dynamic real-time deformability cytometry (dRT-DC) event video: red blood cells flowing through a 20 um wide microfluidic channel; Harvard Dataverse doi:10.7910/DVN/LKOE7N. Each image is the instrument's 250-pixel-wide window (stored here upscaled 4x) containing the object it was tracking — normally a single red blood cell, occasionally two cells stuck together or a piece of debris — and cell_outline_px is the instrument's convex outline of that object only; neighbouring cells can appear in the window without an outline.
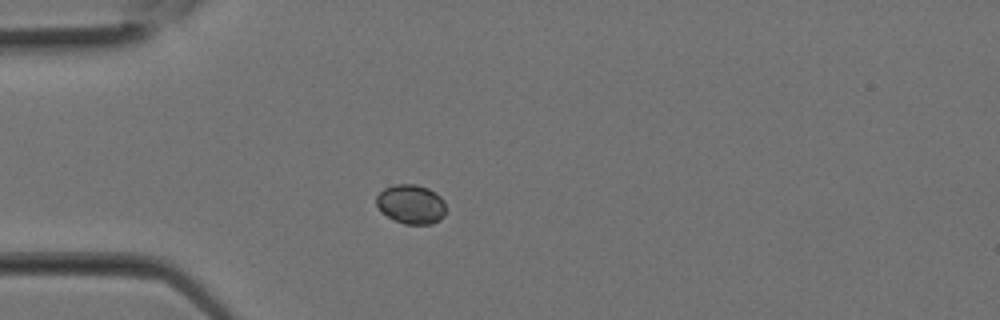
{"species": "Egyptian fruit bat (a non-hibernating species)", "species_latin": "Rousettus aegyptiacus", "temperature_condition": "room temperature", "stored_images_in_passage": 15, "camera_frame_rate_fps": 3000, "um_per_image_px": 0.085, "animal": {"sex": "female"}, "frame": {"image": 1, "passage_image": 5, "time_ms": 1.333, "image_size_px": [1000, 320], "cell_outline_px": [[444, 216], [440, 220], [432, 224], [404, 224], [380, 212], [376, 204], [376, 196], [384, 188], [396, 184], [416, 184], [428, 188], [436, 192], [444, 200]], "centroid_in_image_um": [34.93, 17.35], "position_along_channel_um": 50.1, "area_um2": 16.01}}
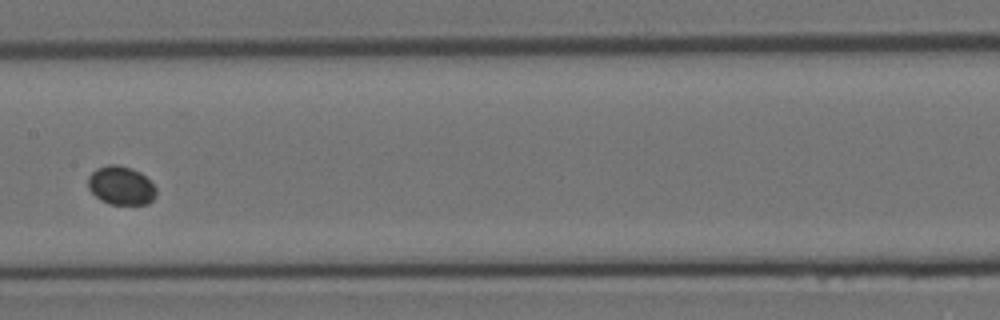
{"frame": {"image": 2, "passage_image": 11, "time_ms": 3.333, "image_size_px": [1000, 320], "cell_outline_px": [[156, 196], [148, 204], [108, 204], [100, 200], [88, 188], [88, 176], [96, 168], [108, 164], [116, 164], [132, 168], [140, 172], [156, 188]], "centroid_in_image_um": [10.27, 15.77], "position_along_channel_um": 197.1, "area_um2": 15.37}}
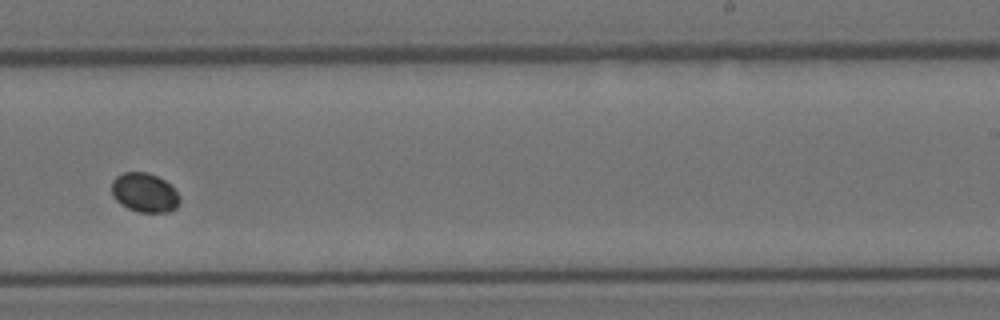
{"frame": {"image": 3, "passage_image": 14, "time_ms": 4.333, "image_size_px": [1000, 320], "cell_outline_px": [[180, 200], [176, 208], [168, 212], [140, 212], [128, 208], [120, 204], [112, 196], [112, 180], [116, 176], [124, 172], [148, 172], [172, 184], [180, 196]], "centroid_in_image_um": [12.3, 16.37], "position_along_channel_um": 276.7, "area_um2": 15.72}}